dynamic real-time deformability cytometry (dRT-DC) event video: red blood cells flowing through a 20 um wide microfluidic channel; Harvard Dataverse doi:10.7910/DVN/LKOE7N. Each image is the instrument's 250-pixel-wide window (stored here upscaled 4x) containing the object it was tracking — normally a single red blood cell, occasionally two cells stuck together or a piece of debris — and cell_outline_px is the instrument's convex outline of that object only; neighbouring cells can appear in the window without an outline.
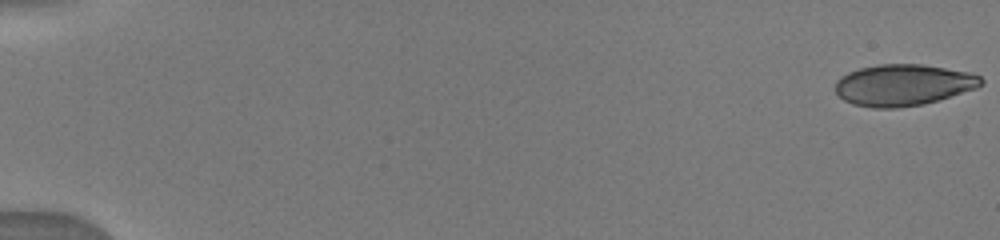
{"species": "human", "species_latin": "Homo sapiens", "temperature_condition": "warm", "stored_images_in_passage": 100, "camera_frame_rate_fps": 3000, "um_per_image_px": 0.085, "donor": {"sex": "male"}, "frame": {"image": 1, "passage_image": 1, "time_ms": 0.0, "image_size_px": [1000, 240], "cell_outline_px": [[984, 84], [976, 88], [924, 104], [896, 108], [872, 108], [852, 104], [844, 100], [836, 92], [836, 80], [840, 76], [848, 72], [860, 68], [880, 64], [924, 64], [972, 72], [980, 76], [984, 80]], "centroid_in_image_um": [76.79, 7.21], "position_along_channel_um": 8.2, "area_um2": 35.37}}
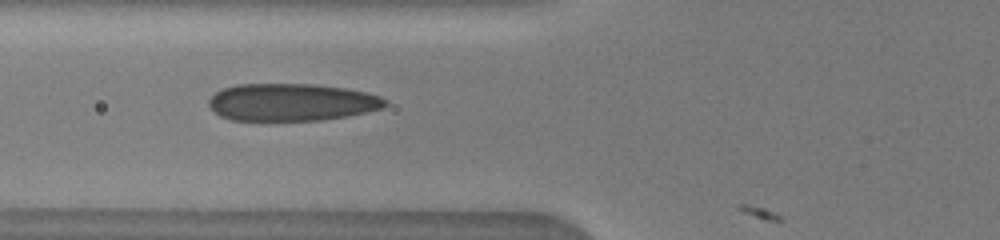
{"frame": {"image": 2, "passage_image": 40, "time_ms": 6.667, "image_size_px": [1000, 240], "cell_outline_px": [[388, 104], [384, 108], [348, 116], [320, 120], [232, 120], [220, 116], [208, 104], [208, 100], [216, 92], [224, 88], [236, 84], [312, 84], [348, 88], [380, 96], [388, 100]], "centroid_in_image_um": [24.82, 8.68], "position_along_channel_um": 101.0, "area_um2": 38.49}}
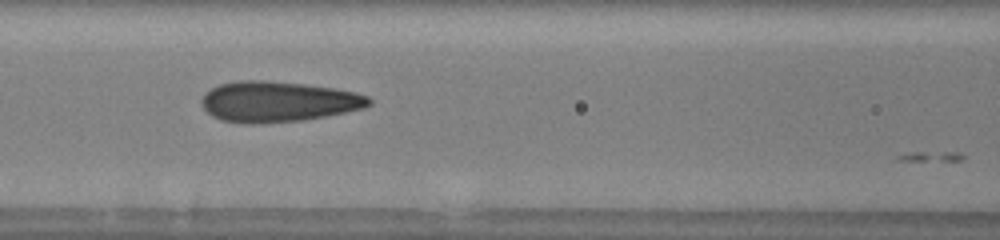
{"frame": {"image": 3, "passage_image": 43, "time_ms": 7.667, "image_size_px": [1000, 240], "cell_outline_px": [[372, 104], [364, 108], [304, 120], [256, 124], [244, 124], [220, 120], [212, 116], [200, 104], [200, 100], [204, 92], [220, 84], [240, 80], [264, 80], [304, 84], [332, 88], [356, 92], [368, 96], [372, 100]], "centroid_in_image_um": [23.6, 8.64], "position_along_channel_um": 143.0, "area_um2": 39.77}}